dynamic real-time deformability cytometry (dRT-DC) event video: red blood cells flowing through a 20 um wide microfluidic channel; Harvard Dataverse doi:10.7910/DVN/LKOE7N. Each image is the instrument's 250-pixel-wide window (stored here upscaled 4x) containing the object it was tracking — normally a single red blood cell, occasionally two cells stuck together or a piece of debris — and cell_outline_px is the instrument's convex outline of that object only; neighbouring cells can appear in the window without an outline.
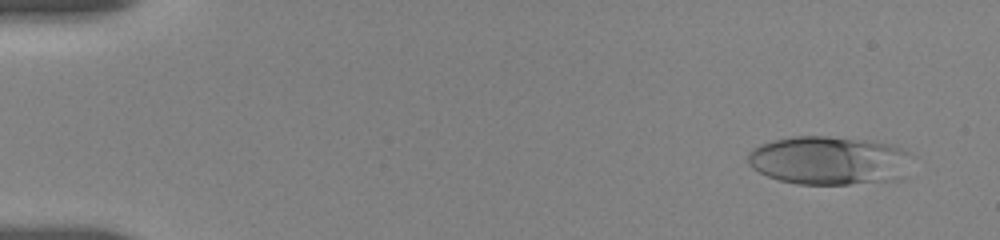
{"species": "human", "species_latin": "Homo sapiens", "temperature_condition": "room temperature", "stored_images_in_passage": 17, "camera_frame_rate_fps": 3000, "um_per_image_px": 0.085, "donor": {"sex": "female"}, "frame": {"image": 1, "passage_image": 4, "time_ms": 1.0, "image_size_px": [1000, 240], "cell_outline_px": [[916, 156], [892, 180], [848, 184], [796, 184], [780, 180], [768, 176], [752, 168], [748, 164], [748, 152], [752, 148], [760, 144], [772, 140], [792, 136], [828, 136], [864, 140], [892, 144]], "centroid_in_image_um": [70.4, 13.62], "position_along_channel_um": 14.6, "area_um2": 46.24}}
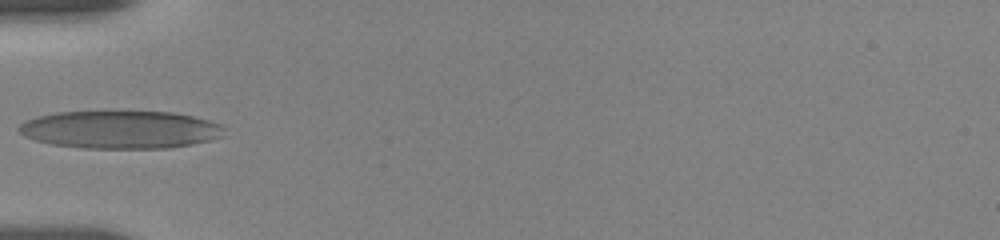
{"frame": {"image": 2, "passage_image": 15, "time_ms": 6.0, "image_size_px": [1000, 240], "cell_outline_px": [[228, 128], [224, 136], [192, 144], [168, 148], [84, 148], [52, 144], [36, 140], [24, 136], [16, 128], [24, 120], [36, 116], [56, 112], [172, 112], [192, 116], [224, 124]], "centroid_in_image_um": [10.26, 11.02], "position_along_channel_um": 74.7, "area_um2": 45.49}}
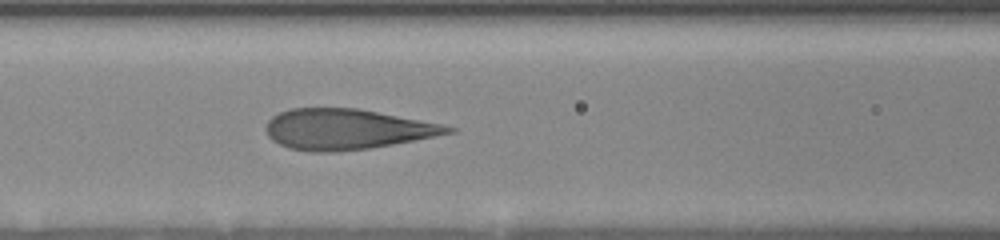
{"frame": {"image": 3, "passage_image": 17, "time_ms": 7.667, "image_size_px": [1000, 240], "cell_outline_px": [[456, 132], [392, 144], [368, 148], [332, 152], [308, 152], [288, 148], [272, 140], [268, 136], [264, 128], [268, 120], [272, 116], [280, 112], [292, 108], [356, 108], [444, 124], [456, 128]], "centroid_in_image_um": [29.44, 10.98], "position_along_channel_um": 137.2, "area_um2": 42.89}}